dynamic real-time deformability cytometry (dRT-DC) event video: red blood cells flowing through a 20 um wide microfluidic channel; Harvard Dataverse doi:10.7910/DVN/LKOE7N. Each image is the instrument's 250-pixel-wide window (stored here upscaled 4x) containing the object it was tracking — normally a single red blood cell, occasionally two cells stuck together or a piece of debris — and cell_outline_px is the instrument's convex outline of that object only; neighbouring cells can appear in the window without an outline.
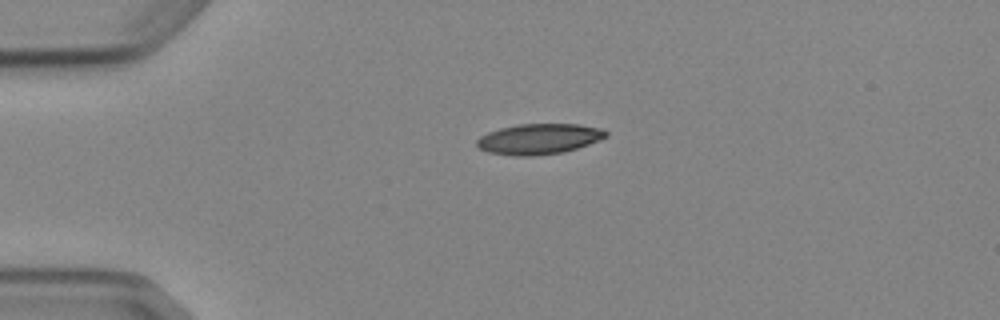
{"species": "Egyptian fruit bat (a non-hibernating species)", "species_latin": "Rousettus aegyptiacus", "temperature_condition": "cold", "stored_images_in_passage": 2, "camera_frame_rate_fps": 3000, "um_per_image_px": 0.085, "animal": {"sex": "female"}, "frame": {"image": 1, "passage_image": 1, "time_ms": 0.0, "image_size_px": [1000, 320], "cell_outline_px": [[608, 136], [600, 140], [564, 152], [532, 156], [512, 156], [488, 152], [480, 148], [476, 144], [476, 140], [480, 136], [488, 132], [500, 128], [520, 124], [580, 124], [604, 128], [608, 132]], "centroid_in_image_um": [45.84, 11.81], "position_along_channel_um": 39.2, "area_um2": 23.12}}